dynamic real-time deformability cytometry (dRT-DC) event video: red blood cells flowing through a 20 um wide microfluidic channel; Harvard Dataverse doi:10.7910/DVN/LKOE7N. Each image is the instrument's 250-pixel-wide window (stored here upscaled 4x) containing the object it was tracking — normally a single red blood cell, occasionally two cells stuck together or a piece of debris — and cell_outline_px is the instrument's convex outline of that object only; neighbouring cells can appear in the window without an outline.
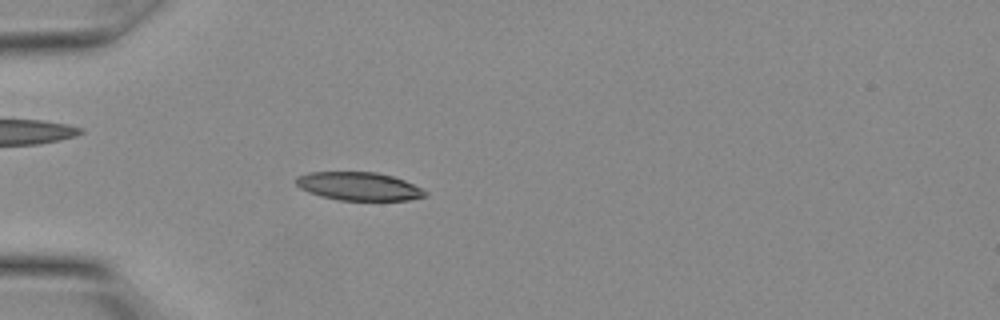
{"species": "Egyptian fruit bat (a non-hibernating species)", "species_latin": "Rousettus aegyptiacus", "temperature_condition": "warm", "stored_images_in_passage": 10, "camera_frame_rate_fps": 3000, "um_per_image_px": 0.085, "animal": {"sex": "female"}, "frame": {"image": 1, "passage_image": 9, "time_ms": 2.667, "image_size_px": [1000, 320], "cell_outline_px": [[428, 196], [408, 200], [340, 200], [320, 196], [308, 192], [300, 188], [296, 184], [296, 176], [308, 172], [376, 172], [392, 176], [404, 180], [428, 192]], "centroid_in_image_um": [30.49, 15.83], "position_along_channel_um": 54.5, "area_um2": 21.27}}